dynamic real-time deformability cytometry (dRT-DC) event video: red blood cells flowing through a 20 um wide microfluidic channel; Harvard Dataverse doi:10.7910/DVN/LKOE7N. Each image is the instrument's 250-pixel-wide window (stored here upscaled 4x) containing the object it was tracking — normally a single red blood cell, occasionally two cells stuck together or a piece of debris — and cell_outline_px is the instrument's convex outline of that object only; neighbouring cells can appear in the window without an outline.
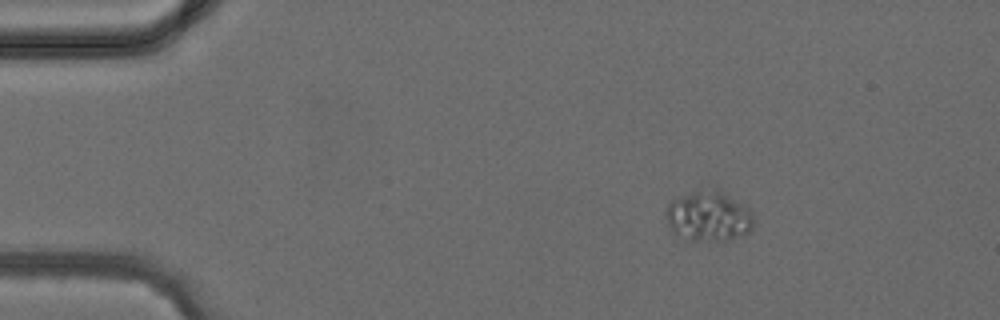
{"species": "common noctule bat (a hibernating species)", "species_latin": "Nyctalus noctula", "temperature_condition": "cold", "stored_images_in_passage": 3, "camera_frame_rate_fps": 3000, "um_per_image_px": 0.085, "animal": {"sex": "female", "body_mass_g": 24.6, "forearm_length_mm": 56.2}, "frame": {"image": 1, "passage_image": 1, "time_ms": 0.0, "image_size_px": [1000, 320], "cell_outline_px": [[752, 228], [748, 232], [728, 240], [684, 240], [672, 232], [668, 224], [664, 212], [668, 204], [672, 200], [692, 192], [716, 188], [744, 204], [752, 212]], "centroid_in_image_um": [60.2, 18.38], "position_along_channel_um": 24.8, "area_um2": 25.61}}
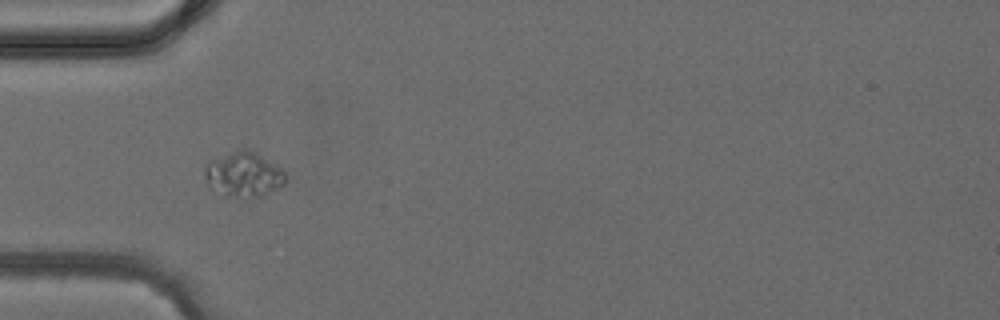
{"frame": {"image": 2, "passage_image": 3, "time_ms": 2.333, "image_size_px": [1000, 320], "cell_outline_px": [[288, 180], [284, 184], [264, 196], [224, 196], [208, 188], [204, 176], [204, 168], [208, 160], [240, 148], [248, 148], [256, 152], [284, 168], [288, 176]], "centroid_in_image_um": [20.72, 14.8], "position_along_channel_um": 64.3, "area_um2": 21.91}}